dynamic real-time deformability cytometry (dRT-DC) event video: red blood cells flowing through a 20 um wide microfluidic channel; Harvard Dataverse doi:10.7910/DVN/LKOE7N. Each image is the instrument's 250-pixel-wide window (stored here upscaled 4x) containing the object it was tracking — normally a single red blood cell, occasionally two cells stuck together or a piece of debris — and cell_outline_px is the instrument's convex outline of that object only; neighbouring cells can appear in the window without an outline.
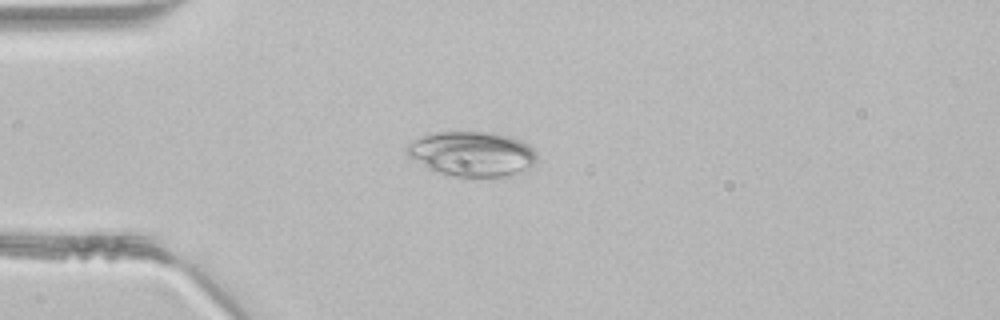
{"species": "common noctule bat (a hibernating species)", "species_latin": "Nyctalus noctula", "temperature_condition": "room temperature", "stored_images_in_passage": 45, "camera_frame_rate_fps": 3000, "um_per_image_px": 0.085, "animal": {"sex": "male", "body_mass_g": 21.5, "forearm_length_mm": 52.0}, "frame": {"image": 1, "passage_image": 11, "time_ms": 3.333, "image_size_px": [1000, 320], "cell_outline_px": [[536, 160], [528, 168], [504, 176], [452, 176], [440, 172], [408, 156], [404, 152], [404, 148], [408, 144], [420, 136], [436, 132], [496, 132], [512, 136], [528, 144], [536, 152]], "centroid_in_image_um": [40.12, 13.04], "position_along_channel_um": 44.9, "area_um2": 33.58}}
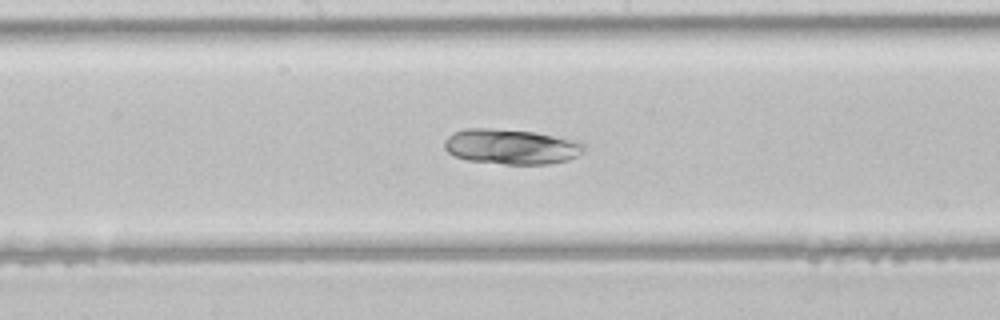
{"frame": {"image": 2, "passage_image": 23, "time_ms": 7.333, "image_size_px": [1000, 320], "cell_outline_px": [[584, 152], [568, 160], [548, 164], [504, 164], [468, 160], [452, 156], [444, 148], [444, 140], [452, 132], [464, 128], [488, 128], [536, 132], [576, 140], [584, 144]], "centroid_in_image_um": [43.42, 12.46], "position_along_channel_um": 204.8, "area_um2": 28.84}}
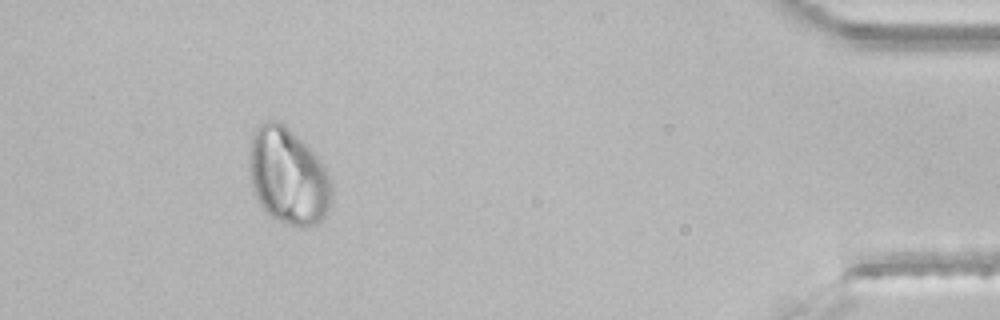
{"frame": {"image": 3, "passage_image": 41, "time_ms": 13.333, "image_size_px": [1000, 320], "cell_outline_px": [[332, 200], [324, 216], [316, 224], [308, 228], [296, 228], [272, 216], [260, 204], [256, 196], [252, 184], [252, 132], [260, 124], [268, 120], [272, 120], [284, 124], [320, 160], [332, 180]], "centroid_in_image_um": [24.55, 15.02], "position_along_channel_um": 410.7, "area_um2": 45.37}}